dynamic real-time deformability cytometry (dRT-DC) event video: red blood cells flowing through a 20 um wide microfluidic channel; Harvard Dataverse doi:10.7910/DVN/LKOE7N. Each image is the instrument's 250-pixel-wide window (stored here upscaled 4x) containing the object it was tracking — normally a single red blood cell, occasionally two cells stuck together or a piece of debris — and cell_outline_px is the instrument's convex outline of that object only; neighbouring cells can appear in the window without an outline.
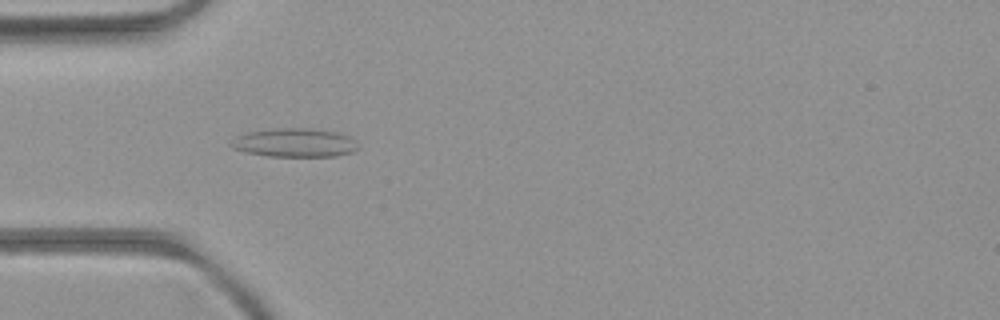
{"species": "common noctule bat (a hibernating species)", "species_latin": "Nyctalus noctula", "temperature_condition": "room temperature", "stored_images_in_passage": 35, "camera_frame_rate_fps": 3000, "um_per_image_px": 0.085, "animal": {"sex": "female", "body_mass_g": 21.9}, "frame": {"image": 1, "passage_image": 5, "time_ms": 1.333, "image_size_px": [1000, 320], "cell_outline_px": [[360, 148], [352, 152], [336, 156], [268, 156], [248, 152], [232, 148], [228, 144], [236, 136], [248, 132], [276, 128], [308, 128], [336, 132], [348, 136], [356, 140]], "centroid_in_image_um": [25.06, 12.13], "position_along_channel_um": 59.9, "area_um2": 21.27}}
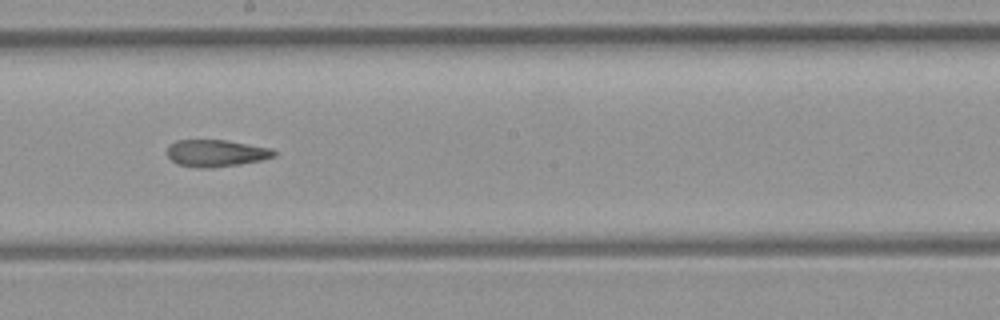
{"frame": {"image": 2, "passage_image": 18, "time_ms": 5.667, "image_size_px": [1000, 320], "cell_outline_px": [[276, 156], [260, 160], [240, 164], [208, 168], [196, 168], [176, 164], [168, 156], [168, 144], [176, 140], [224, 140], [272, 148], [276, 152]], "centroid_in_image_um": [18.34, 13.02], "position_along_channel_um": 229.9, "area_um2": 16.82}}
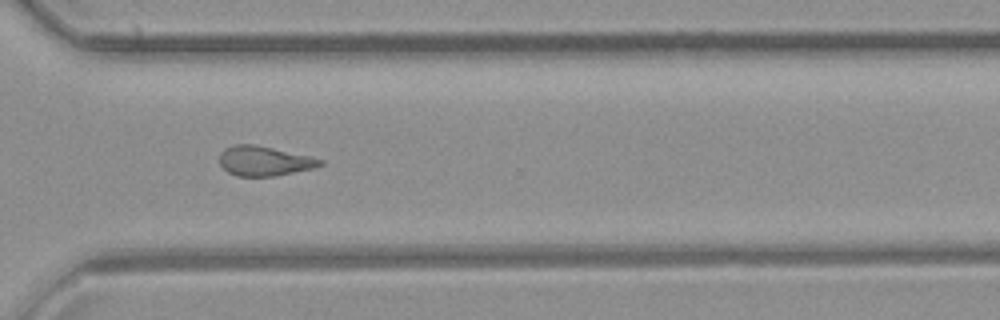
{"frame": {"image": 3, "passage_image": 27, "time_ms": 8.667, "image_size_px": [1000, 320], "cell_outline_px": [[324, 164], [312, 168], [276, 176], [236, 176], [228, 172], [220, 164], [220, 152], [224, 148], [232, 144], [252, 144], [272, 148], [308, 156], [324, 160]], "centroid_in_image_um": [22.42, 13.68], "position_along_channel_um": 348.2, "area_um2": 17.28}, "authors_computed_cell_mechanics": {"area_um2": 17.4556, "velocity_mm_per_s": 3.9611, "shape_relaxation_time_tau1_ms": null, "shape_relaxation_time_tau2_ms": 5.2901, "deformation_change_tau1": null, "deformation_change_tau2": 0.1633}}